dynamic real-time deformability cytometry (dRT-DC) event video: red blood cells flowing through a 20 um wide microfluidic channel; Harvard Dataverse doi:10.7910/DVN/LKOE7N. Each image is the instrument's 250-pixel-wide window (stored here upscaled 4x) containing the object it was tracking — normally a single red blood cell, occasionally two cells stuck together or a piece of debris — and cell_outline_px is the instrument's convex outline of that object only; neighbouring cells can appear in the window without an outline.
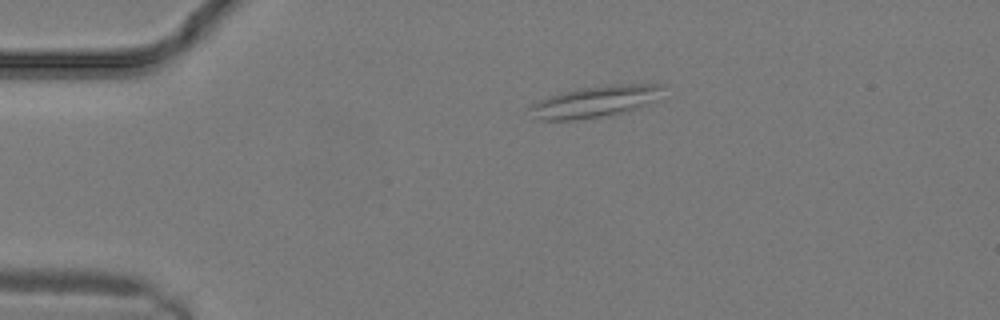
{"species": "common noctule bat (a hibernating species)", "species_latin": "Nyctalus noctula", "temperature_condition": "warm", "stored_images_in_passage": 13, "camera_frame_rate_fps": 3000, "um_per_image_px": 0.085, "animal": {"sex": "male", "body_mass_g": 19.2, "forearm_length_mm": 51.8}, "frame": {"image": 1, "passage_image": 1, "time_ms": 0.0, "image_size_px": [1000, 320], "cell_outline_px": [[668, 84], [644, 104], [636, 108], [624, 112], [576, 120], [540, 120], [524, 108], [548, 96], [580, 88], [608, 84]], "centroid_in_image_um": [50.46, 8.63], "position_along_channel_um": 34.5, "area_um2": 23.81}}
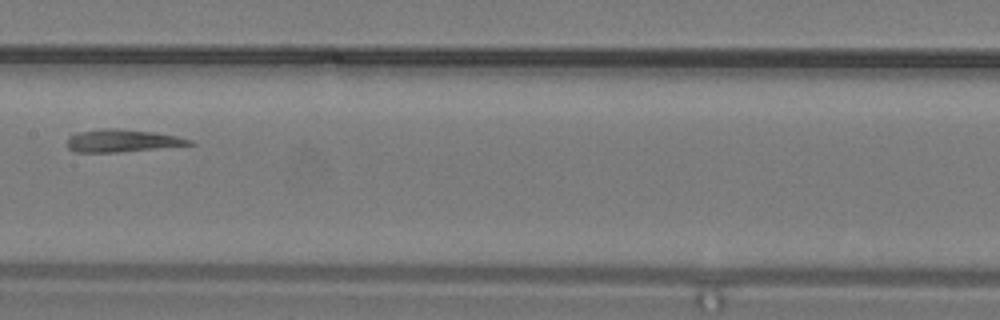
{"frame": {"image": 2, "passage_image": 9, "time_ms": 2.667, "image_size_px": [1000, 320], "cell_outline_px": [[196, 144], [116, 152], [76, 152], [68, 148], [68, 136], [80, 132], [104, 128], [112, 128], [152, 132], [176, 136], [192, 140]], "centroid_in_image_um": [10.37, 11.96], "position_along_channel_um": 197.0, "area_um2": 15.72}}
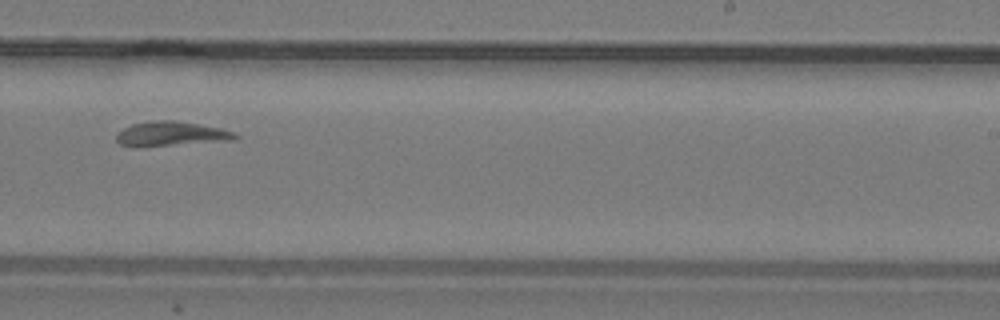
{"frame": {"image": 3, "passage_image": 12, "time_ms": 3.667, "image_size_px": [1000, 320], "cell_outline_px": [[240, 136], [236, 140], [136, 148], [120, 144], [116, 140], [116, 136], [124, 128], [132, 124], [156, 120], [176, 120], [220, 128], [232, 132]], "centroid_in_image_um": [14.54, 11.4], "position_along_channel_um": 274.5, "area_um2": 17.17}}